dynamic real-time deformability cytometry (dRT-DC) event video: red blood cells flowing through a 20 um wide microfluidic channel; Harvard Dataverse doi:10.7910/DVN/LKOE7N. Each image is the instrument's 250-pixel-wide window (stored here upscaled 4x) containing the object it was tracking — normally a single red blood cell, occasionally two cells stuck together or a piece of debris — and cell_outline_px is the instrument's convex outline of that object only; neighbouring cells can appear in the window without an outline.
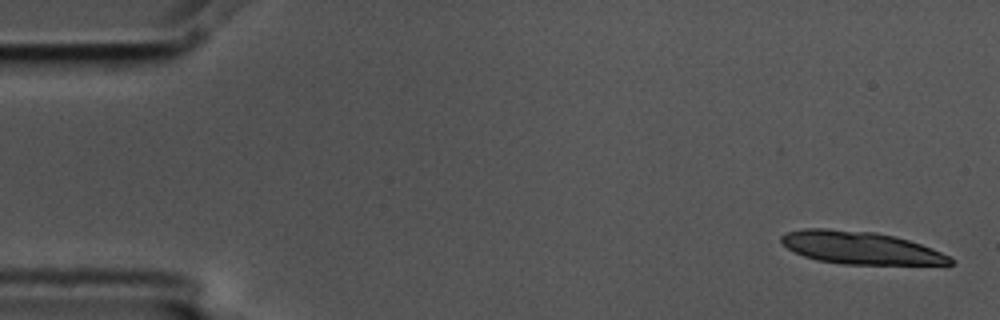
{"species": "common noctule bat (a hibernating species)", "species_latin": "Nyctalus noctula", "temperature_condition": "cold", "stored_images_in_passage": 4, "camera_frame_rate_fps": 3000, "um_per_image_px": 0.085, "animal": {"sex": "male", "body_mass_g": 17.5, "forearm_length_mm": 52.3}, "frame": {"image": 1, "passage_image": 1, "time_ms": 0.0, "image_size_px": [1000, 320], "cell_outline_px": [[956, 260], [952, 264], [840, 264], [816, 260], [804, 256], [788, 248], [780, 240], [780, 236], [788, 232], [804, 228], [824, 228], [876, 232], [896, 236], [932, 248]], "centroid_in_image_um": [73.12, 21.05], "position_along_channel_um": 11.9, "area_um2": 31.96}}